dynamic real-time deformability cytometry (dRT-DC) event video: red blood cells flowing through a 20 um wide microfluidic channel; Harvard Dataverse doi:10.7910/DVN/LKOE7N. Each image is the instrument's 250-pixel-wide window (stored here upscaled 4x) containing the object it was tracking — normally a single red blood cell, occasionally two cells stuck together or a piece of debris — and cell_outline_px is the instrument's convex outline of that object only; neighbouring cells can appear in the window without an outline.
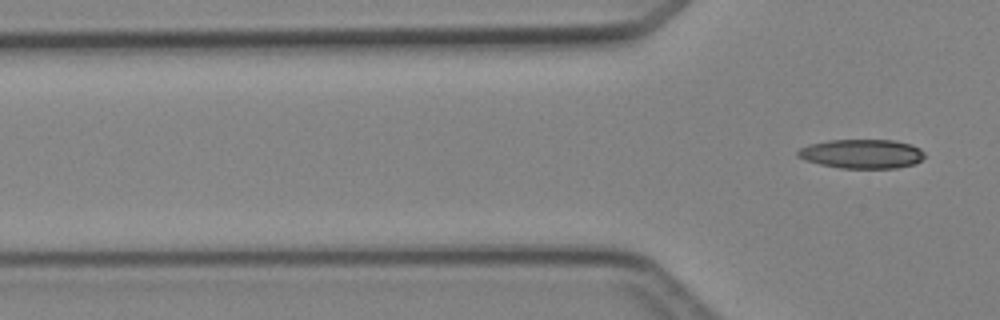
{"species": "Egyptian fruit bat (a non-hibernating species)", "species_latin": "Rousettus aegyptiacus", "temperature_condition": "cold", "stored_images_in_passage": 5, "segment_of_instrument_passage": [2, 2], "camera_frame_rate_fps": 3000, "um_per_image_px": 0.085, "animal": {"sex": "female"}, "frame": {"image": 1, "passage_image": 5, "time_ms": 5.667, "image_size_px": [1000, 320], "cell_outline_px": [[924, 156], [916, 164], [896, 168], [840, 168], [820, 164], [804, 160], [796, 156], [796, 152], [800, 148], [808, 144], [828, 140], [892, 140], [912, 144], [920, 148], [924, 152]], "centroid_in_image_um": [73.24, 13.07], "position_along_channel_um": 52.6, "area_um2": 21.73}}